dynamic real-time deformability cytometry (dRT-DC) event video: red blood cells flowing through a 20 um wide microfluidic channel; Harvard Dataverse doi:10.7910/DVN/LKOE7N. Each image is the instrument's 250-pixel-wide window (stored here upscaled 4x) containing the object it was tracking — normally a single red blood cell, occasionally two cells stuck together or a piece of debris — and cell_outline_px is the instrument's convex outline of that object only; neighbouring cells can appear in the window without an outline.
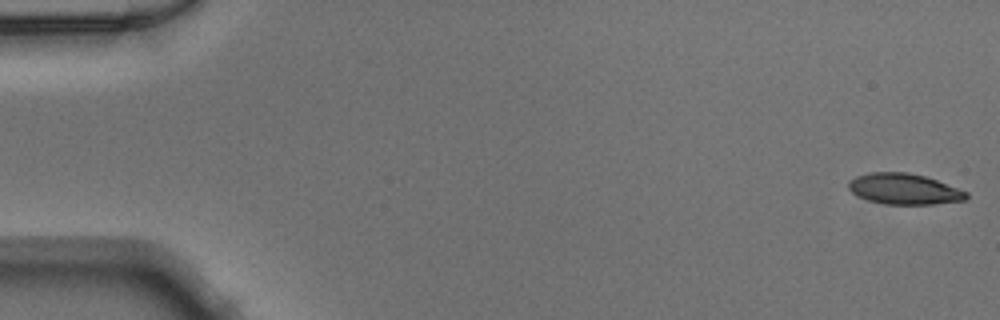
{"species": "Egyptian fruit bat (a non-hibernating species)", "species_latin": "Rousettus aegyptiacus", "temperature_condition": "warm", "stored_images_in_passage": 50, "camera_frame_rate_fps": 3000, "um_per_image_px": 0.085, "animal": {"sex": "male"}, "frame": {"image": 1, "passage_image": 1, "time_ms": 0.0, "image_size_px": [1000, 320], "cell_outline_px": [[968, 196], [964, 200], [932, 204], [884, 204], [868, 200], [856, 196], [848, 188], [848, 180], [856, 176], [872, 172], [908, 172], [924, 176], [936, 180], [968, 192]], "centroid_in_image_um": [76.8, 16.06], "position_along_channel_um": 8.2, "area_um2": 21.1}}
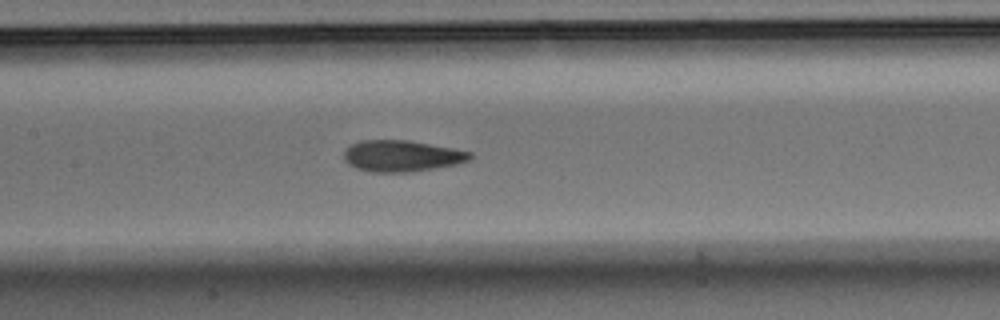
{"frame": {"image": 2, "passage_image": 24, "time_ms": 7.667, "image_size_px": [1000, 320], "cell_outline_px": [[472, 156], [468, 160], [456, 164], [412, 172], [372, 172], [356, 168], [348, 164], [344, 160], [344, 148], [360, 140], [408, 140], [452, 148], [472, 152]], "centroid_in_image_um": [34.11, 13.25], "position_along_channel_um": 173.3, "area_um2": 23.0}}
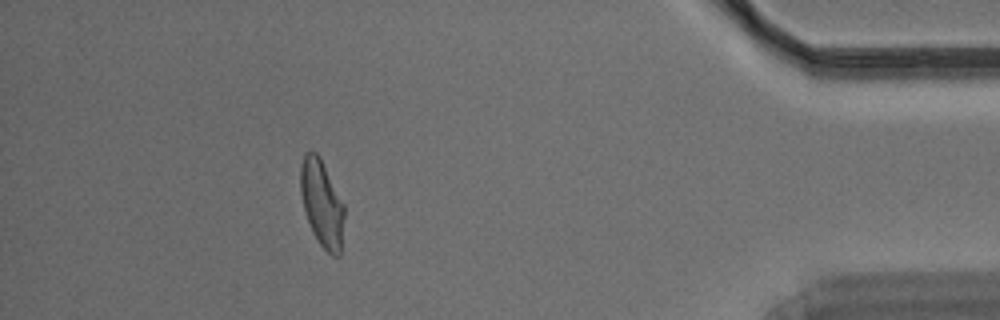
{"frame": {"image": 3, "passage_image": 45, "time_ms": 14.667, "image_size_px": [1000, 320], "cell_outline_px": [[344, 216], [340, 256], [332, 256], [320, 244], [312, 232], [304, 208], [300, 192], [300, 164], [304, 152], [312, 148], [320, 156], [344, 204]], "centroid_in_image_um": [27.34, 17.23], "position_along_channel_um": 407.9, "area_um2": 22.31}}